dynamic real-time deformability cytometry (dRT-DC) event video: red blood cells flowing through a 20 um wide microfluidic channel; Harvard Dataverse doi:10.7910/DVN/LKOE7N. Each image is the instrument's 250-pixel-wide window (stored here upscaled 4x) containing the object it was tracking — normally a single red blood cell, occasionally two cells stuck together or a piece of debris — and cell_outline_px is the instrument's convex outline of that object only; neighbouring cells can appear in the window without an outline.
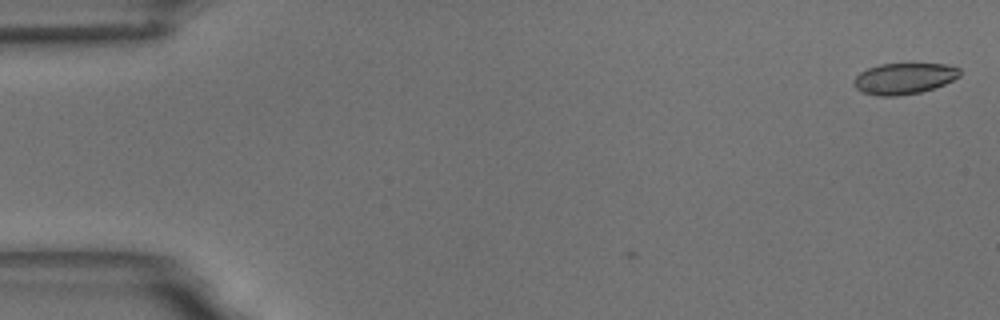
{"species": "common noctule bat (a hibernating species)", "species_latin": "Nyctalus noctula", "temperature_condition": "room temperature", "stored_images_in_passage": 6, "camera_frame_rate_fps": 3000, "um_per_image_px": 0.085, "animal": {"sex": "male", "body_mass_g": 18.8}, "frame": {"image": 1, "passage_image": 1, "time_ms": 0.0, "image_size_px": [1000, 320], "cell_outline_px": [[960, 76], [944, 84], [920, 92], [896, 96], [880, 96], [864, 92], [856, 88], [852, 84], [852, 80], [860, 72], [868, 68], [880, 64], [944, 64], [960, 68]], "centroid_in_image_um": [76.82, 6.67], "position_along_channel_um": 8.2, "area_um2": 19.07}}